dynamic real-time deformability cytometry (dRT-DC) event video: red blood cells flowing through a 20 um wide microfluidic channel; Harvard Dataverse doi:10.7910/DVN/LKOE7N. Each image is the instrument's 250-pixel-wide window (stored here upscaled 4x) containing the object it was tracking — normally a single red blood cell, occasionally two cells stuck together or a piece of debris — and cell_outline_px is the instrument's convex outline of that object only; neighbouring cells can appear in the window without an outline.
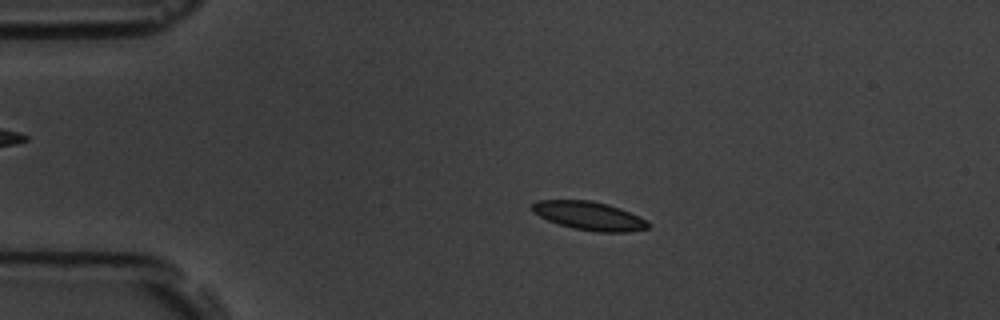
{"species": "common noctule bat (a hibernating species)", "species_latin": "Nyctalus noctula", "temperature_condition": "room temperature", "stored_images_in_passage": 7, "camera_frame_rate_fps": 3000, "um_per_image_px": 0.085, "animal": {"sex": "male", "body_mass_g": 19.5, "forearm_length_mm": 54.6}, "frame": {"image": 1, "passage_image": 2, "time_ms": 1.333, "image_size_px": [1000, 320], "cell_outline_px": [[648, 228], [628, 232], [596, 232], [572, 228], [548, 220], [532, 212], [532, 204], [536, 200], [592, 200], [608, 204], [620, 208], [648, 220]], "centroid_in_image_um": [50.08, 18.34], "position_along_channel_um": 34.9, "area_um2": 19.31}}
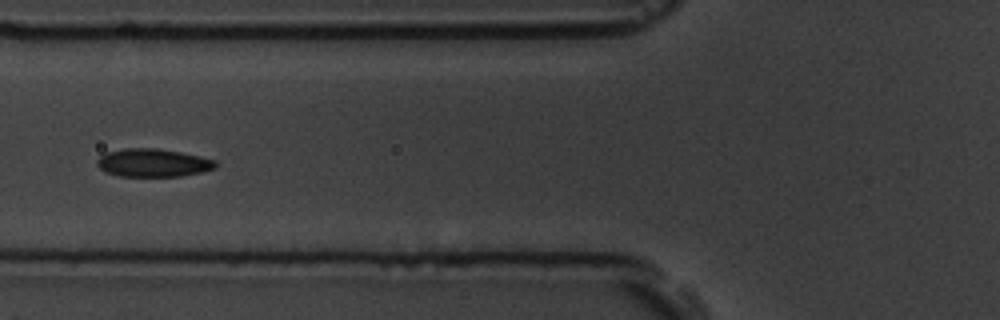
{"frame": {"image": 2, "passage_image": 5, "time_ms": 4.667, "image_size_px": [1000, 320], "cell_outline_px": [[216, 168], [200, 172], [180, 176], [120, 176], [104, 172], [96, 164], [96, 160], [104, 152], [124, 148], [156, 148], [180, 152], [200, 156], [216, 160]], "centroid_in_image_um": [12.96, 13.83], "position_along_channel_um": 112.8, "area_um2": 19.48}}
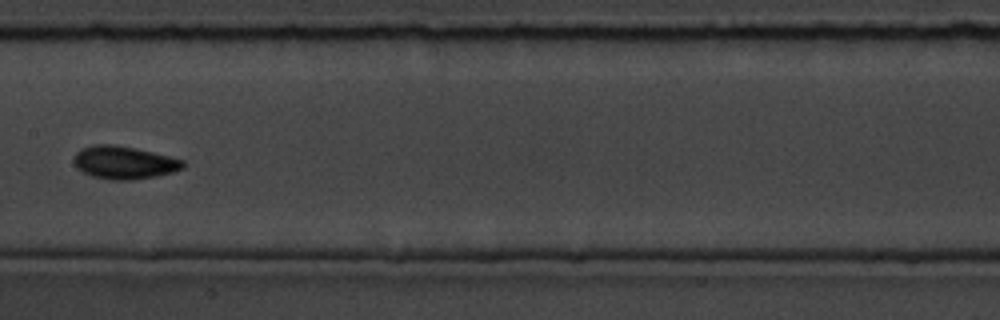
{"frame": {"image": 3, "passage_image": 7, "time_ms": 7.0, "image_size_px": [1000, 320], "cell_outline_px": [[184, 168], [172, 172], [156, 176], [132, 180], [112, 180], [92, 176], [76, 168], [72, 160], [76, 152], [80, 148], [96, 144], [112, 144], [152, 152], [184, 160]], "centroid_in_image_um": [10.51, 13.82], "position_along_channel_um": 196.9, "area_um2": 20.87}}